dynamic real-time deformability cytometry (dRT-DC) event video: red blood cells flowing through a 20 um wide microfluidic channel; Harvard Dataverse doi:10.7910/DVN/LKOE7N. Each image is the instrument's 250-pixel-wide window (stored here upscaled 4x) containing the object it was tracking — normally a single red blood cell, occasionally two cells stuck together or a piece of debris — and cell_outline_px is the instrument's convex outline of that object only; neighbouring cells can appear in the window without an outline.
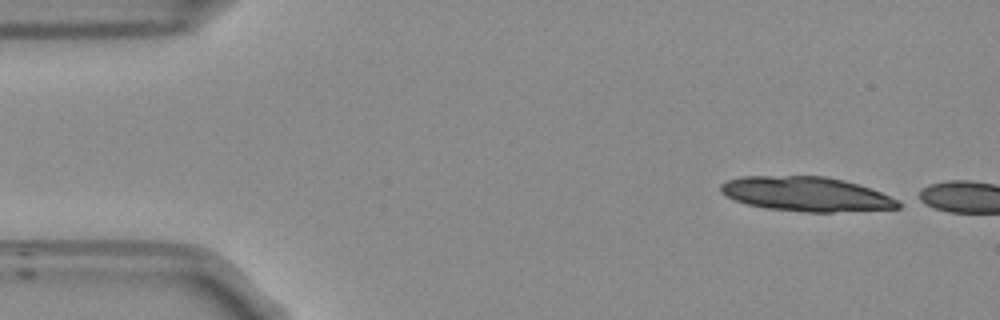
{"species": "Egyptian fruit bat (a non-hibernating species)", "species_latin": "Rousettus aegyptiacus", "temperature_condition": "room temperature", "stored_images_in_passage": 4, "camera_frame_rate_fps": 3000, "um_per_image_px": 0.085, "frame": {"image": 1, "passage_image": 1, "time_ms": 0.0, "image_size_px": [1000, 320], "cell_outline_px": [[900, 208], [832, 212], [804, 212], [764, 208], [744, 204], [720, 192], [720, 184], [728, 180], [740, 176], [824, 176], [844, 180], [872, 188], [900, 200]], "centroid_in_image_um": [68.54, 16.49], "position_along_channel_um": 16.5, "area_um2": 35.89}}